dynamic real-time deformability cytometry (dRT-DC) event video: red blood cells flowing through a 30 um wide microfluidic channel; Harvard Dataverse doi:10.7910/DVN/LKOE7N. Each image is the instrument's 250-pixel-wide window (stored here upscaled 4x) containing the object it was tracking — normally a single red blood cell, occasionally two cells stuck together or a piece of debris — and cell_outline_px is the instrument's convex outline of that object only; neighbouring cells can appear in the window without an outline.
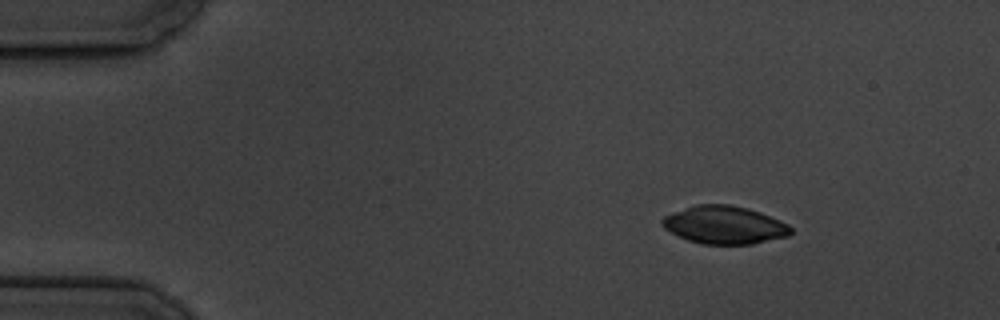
{"species": "common noctule bat (a hibernating species)", "species_latin": "Nyctalus noctula", "temperature_condition": "cold", "stored_images_in_passage": 7, "camera_frame_rate_fps": 3000, "um_per_image_px": 0.085, "animal": {"sex": "male", "body_mass_g": 19.5, "forearm_length_mm": 54.6}, "frame": {"image": 1, "passage_image": 3, "time_ms": 2.667, "image_size_px": [1000, 320], "cell_outline_px": [[792, 232], [788, 236], [752, 244], [700, 244], [688, 240], [664, 228], [660, 224], [660, 220], [664, 216], [672, 212], [696, 204], [728, 204], [748, 208], [760, 212], [780, 220], [788, 224], [792, 228]], "centroid_in_image_um": [61.57, 19.11], "position_along_channel_um": 23.4, "area_um2": 28.5}}
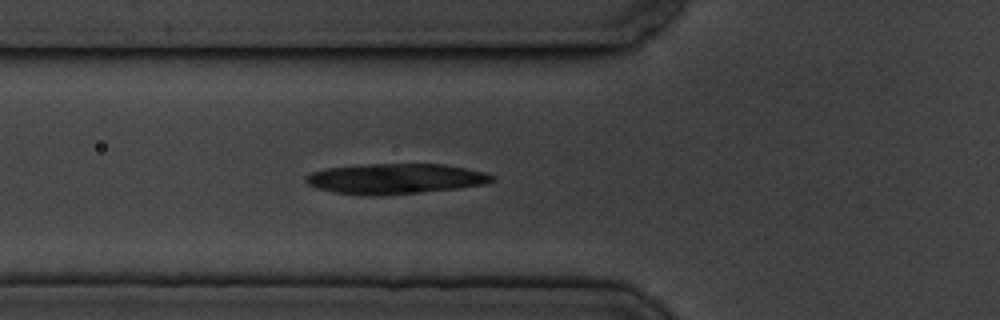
{"frame": {"image": 2, "passage_image": 7, "time_ms": 7.0, "image_size_px": [1000, 320], "cell_outline_px": [[496, 180], [488, 184], [456, 188], [420, 192], [332, 192], [316, 188], [308, 184], [304, 180], [304, 176], [312, 172], [324, 168], [368, 164], [444, 164], [488, 172], [496, 176]], "centroid_in_image_um": [33.7, 15.14], "position_along_channel_um": 92.1, "area_um2": 31.91}}